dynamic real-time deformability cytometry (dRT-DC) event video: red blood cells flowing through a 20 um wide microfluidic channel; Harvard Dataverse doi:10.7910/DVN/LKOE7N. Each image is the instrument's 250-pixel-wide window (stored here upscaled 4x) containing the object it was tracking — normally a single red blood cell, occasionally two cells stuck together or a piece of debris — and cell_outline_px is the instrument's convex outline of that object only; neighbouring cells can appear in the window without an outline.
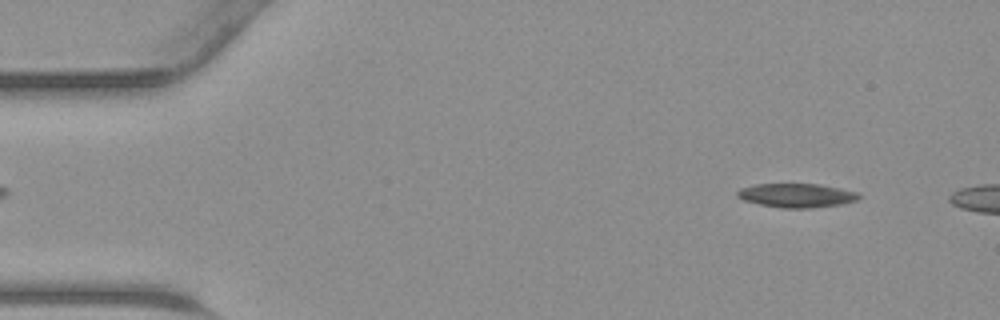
{"species": "common noctule bat (a hibernating species)", "species_latin": "Nyctalus noctula", "temperature_condition": "warm", "stored_images_in_passage": 8, "camera_frame_rate_fps": 3000, "um_per_image_px": 0.085, "animal": {"sex": "male", "body_mass_g": 23.1, "forearm_length_mm": 52.7}, "frame": {"image": 1, "passage_image": 4, "time_ms": 1.0, "image_size_px": [1000, 320], "cell_outline_px": [[860, 196], [856, 200], [840, 204], [808, 208], [784, 208], [760, 204], [744, 200], [736, 196], [736, 192], [740, 188], [756, 184], [816, 184], [840, 188], [856, 192]], "centroid_in_image_um": [67.67, 16.6], "position_along_channel_um": 17.3, "area_um2": 16.7}}